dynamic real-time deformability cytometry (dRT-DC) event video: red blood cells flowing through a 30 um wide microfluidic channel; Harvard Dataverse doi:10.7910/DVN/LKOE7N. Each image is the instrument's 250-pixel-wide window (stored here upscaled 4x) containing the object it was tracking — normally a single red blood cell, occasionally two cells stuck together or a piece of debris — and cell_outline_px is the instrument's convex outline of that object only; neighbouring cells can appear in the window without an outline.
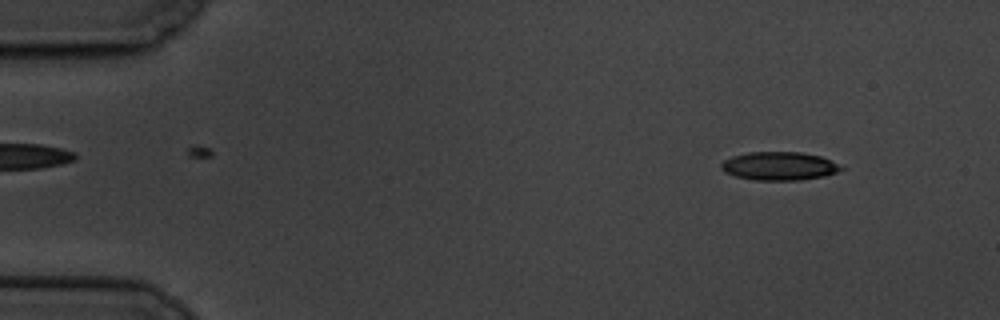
{"species": "common noctule bat (a hibernating species)", "species_latin": "Nyctalus noctula", "temperature_condition": "cold", "stored_images_in_passage": 6, "camera_frame_rate_fps": 3000, "um_per_image_px": 0.085, "animal": {"sex": "male", "body_mass_g": 19.5, "forearm_length_mm": 54.6}, "frame": {"image": 1, "passage_image": 1, "time_ms": 0.0, "image_size_px": [1000, 320], "cell_outline_px": [[844, 168], [836, 172], [824, 176], [800, 180], [752, 180], [736, 176], [724, 172], [720, 168], [720, 164], [724, 160], [732, 156], [748, 152], [800, 152], [820, 156], [832, 160]], "centroid_in_image_um": [66.21, 14.11], "position_along_channel_um": 18.8, "area_um2": 19.88}}
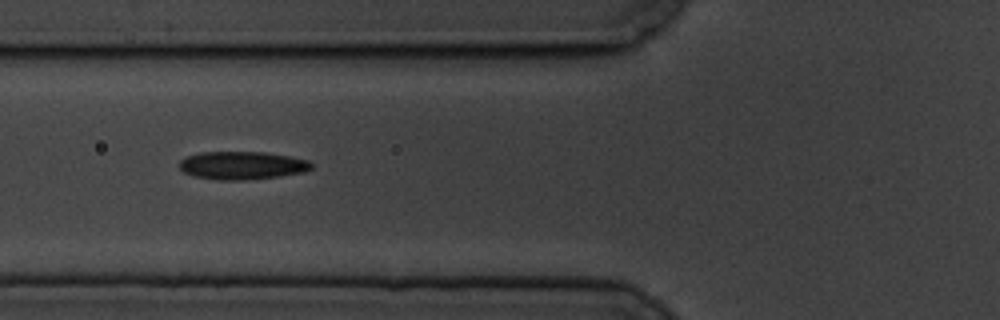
{"frame": {"image": 2, "passage_image": 5, "time_ms": 5.333, "image_size_px": [1000, 320], "cell_outline_px": [[312, 168], [304, 172], [280, 176], [244, 180], [220, 180], [192, 176], [184, 172], [180, 168], [180, 160], [188, 156], [200, 152], [264, 152], [288, 156], [308, 160], [312, 164]], "centroid_in_image_um": [20.57, 14.06], "position_along_channel_um": 105.2, "area_um2": 21.5}}
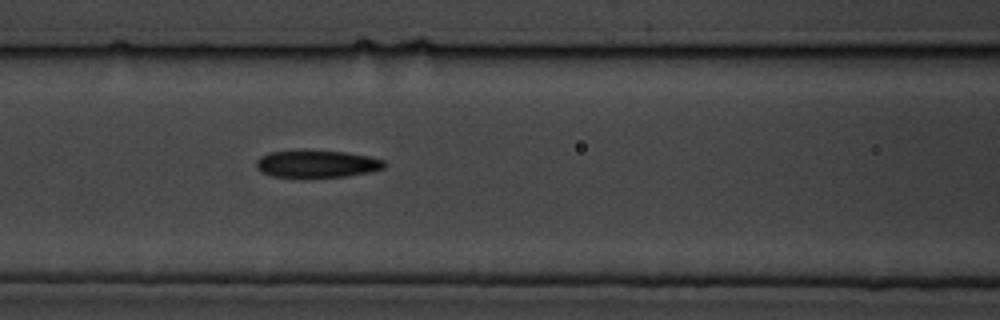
{"frame": {"image": 3, "passage_image": 6, "time_ms": 6.333, "image_size_px": [1000, 320], "cell_outline_px": [[388, 164], [384, 168], [368, 172], [348, 176], [272, 176], [260, 172], [256, 168], [256, 160], [260, 156], [268, 152], [344, 152], [368, 156], [384, 160]], "centroid_in_image_um": [26.94, 13.94], "position_along_channel_um": 139.7, "area_um2": 19.65}}